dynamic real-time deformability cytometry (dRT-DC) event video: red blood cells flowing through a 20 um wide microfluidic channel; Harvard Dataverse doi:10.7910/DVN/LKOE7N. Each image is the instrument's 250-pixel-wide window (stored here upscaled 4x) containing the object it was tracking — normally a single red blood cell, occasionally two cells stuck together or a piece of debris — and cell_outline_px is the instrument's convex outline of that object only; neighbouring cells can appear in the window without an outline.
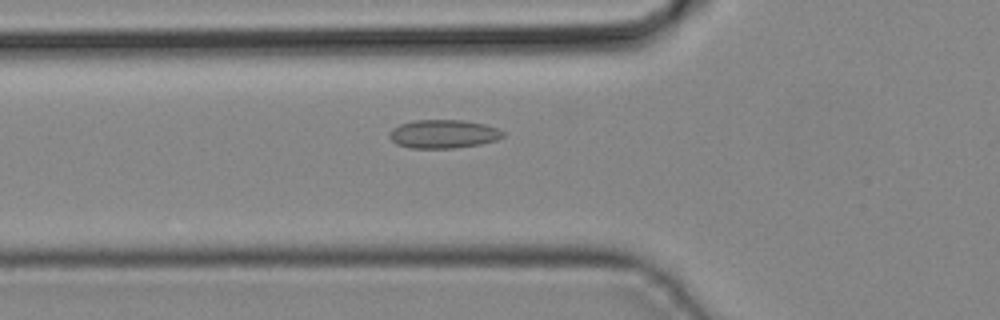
{"species": "common noctule bat (a hibernating species)", "species_latin": "Nyctalus noctula", "temperature_condition": "cold", "stored_images_in_passage": 40, "camera_frame_rate_fps": 3000, "um_per_image_px": 0.085, "animal": {"sex": "male", "body_mass_g": 19.2, "forearm_length_mm": 51.8}, "frame": {"image": 1, "passage_image": 12, "time_ms": 3.667, "image_size_px": [1000, 320], "cell_outline_px": [[504, 136], [496, 140], [480, 144], [456, 148], [412, 148], [396, 144], [388, 136], [388, 132], [392, 128], [400, 124], [412, 120], [464, 120], [484, 124], [496, 128], [504, 132]], "centroid_in_image_um": [37.65, 11.38], "position_along_channel_um": 88.1, "area_um2": 18.96}}
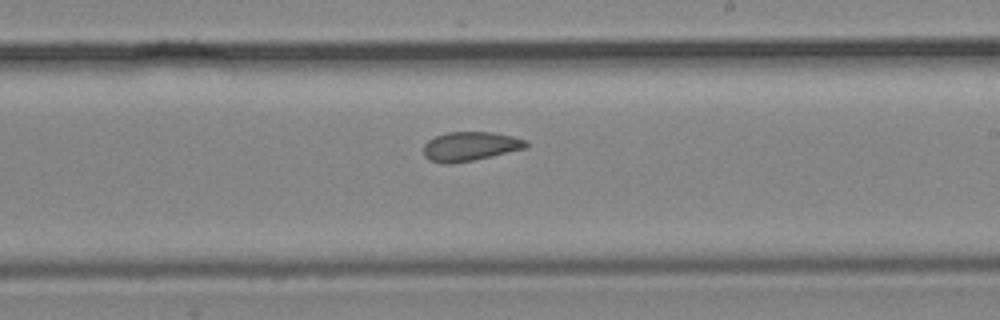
{"frame": {"image": 2, "passage_image": 22, "time_ms": 7.0, "image_size_px": [1000, 320], "cell_outline_px": [[528, 148], [472, 160], [452, 164], [444, 164], [428, 160], [424, 156], [424, 144], [428, 140], [436, 136], [448, 132], [492, 132], [512, 136], [528, 140]], "centroid_in_image_um": [39.97, 12.44], "position_along_channel_um": 249.0, "area_um2": 17.51}}
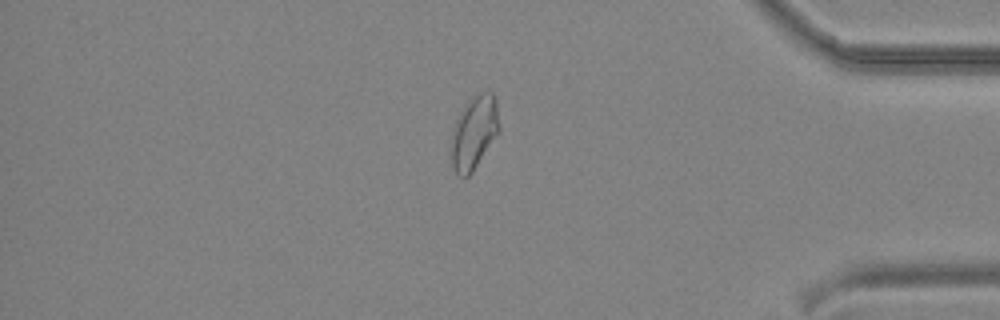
{"frame": {"image": 3, "passage_image": 33, "time_ms": 10.667, "image_size_px": [1000, 320], "cell_outline_px": [[500, 132], [472, 172], [464, 180], [452, 168], [452, 132], [456, 120], [464, 104], [472, 96], [484, 92], [492, 92], [496, 100], [500, 128]], "centroid_in_image_um": [40.31, 11.27], "position_along_channel_um": 394.9, "area_um2": 20.58}}